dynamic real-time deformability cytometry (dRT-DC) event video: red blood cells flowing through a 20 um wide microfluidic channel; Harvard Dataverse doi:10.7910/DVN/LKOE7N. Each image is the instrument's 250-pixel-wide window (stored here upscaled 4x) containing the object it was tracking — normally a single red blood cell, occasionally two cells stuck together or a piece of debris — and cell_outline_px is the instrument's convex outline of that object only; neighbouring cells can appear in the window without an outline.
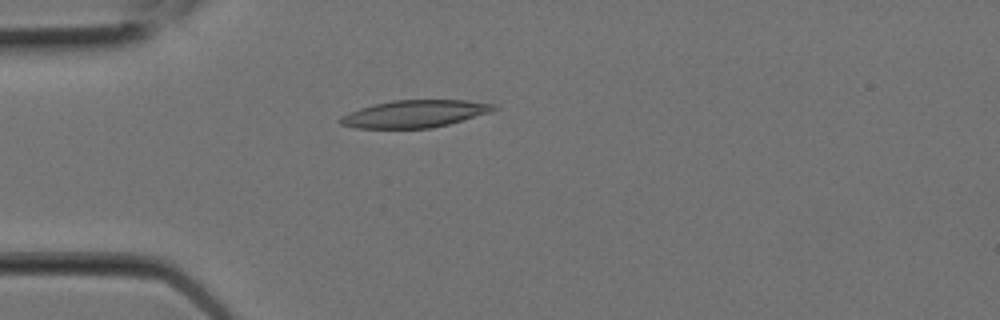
{"species": "Egyptian fruit bat (a non-hibernating species)", "species_latin": "Rousettus aegyptiacus", "temperature_condition": "room temperature", "stored_images_in_passage": 6, "camera_frame_rate_fps": 3000, "um_per_image_px": 0.085, "animal": {"sex": "female"}, "frame": {"image": 1, "passage_image": 3, "time_ms": 0.667, "image_size_px": [1000, 320], "cell_outline_px": [[500, 108], [492, 112], [448, 124], [432, 128], [356, 128], [340, 124], [336, 120], [340, 116], [360, 108], [392, 100], [464, 100], [496, 104]], "centroid_in_image_um": [35.27, 9.67], "position_along_channel_um": 49.7, "area_um2": 24.51}}
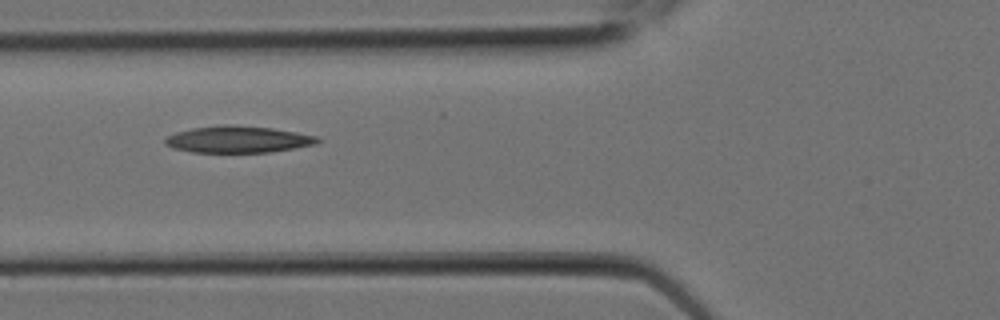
{"frame": {"image": 2, "passage_image": 5, "time_ms": 1.333, "image_size_px": [1000, 320], "cell_outline_px": [[320, 140], [316, 144], [268, 152], [192, 152], [172, 148], [164, 144], [164, 140], [168, 136], [176, 132], [192, 128], [224, 124], [228, 124], [272, 128], [296, 132], [316, 136]], "centroid_in_image_um": [20.18, 11.84], "position_along_channel_um": 105.6, "area_um2": 23.58}}
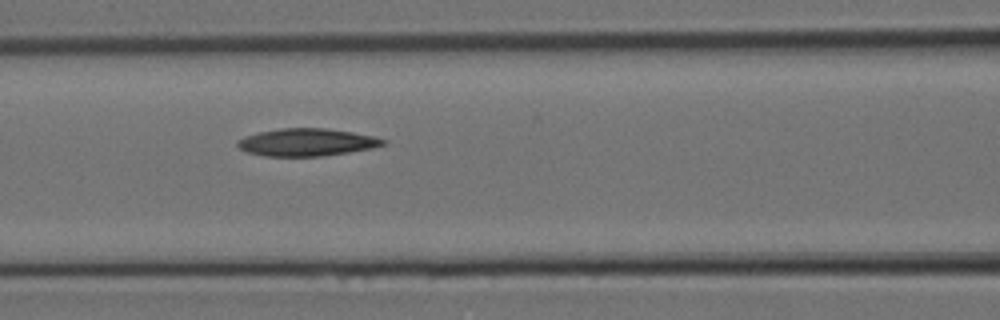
{"frame": {"image": 3, "passage_image": 6, "time_ms": 1.667, "image_size_px": [1000, 320], "cell_outline_px": [[388, 144], [372, 148], [348, 152], [320, 156], [264, 156], [248, 152], [240, 148], [236, 144], [236, 140], [244, 136], [260, 132], [280, 128], [324, 128], [352, 132], [376, 136], [388, 140]], "centroid_in_image_um": [26.1, 12.09], "position_along_channel_um": 140.5, "area_um2": 23.41}}